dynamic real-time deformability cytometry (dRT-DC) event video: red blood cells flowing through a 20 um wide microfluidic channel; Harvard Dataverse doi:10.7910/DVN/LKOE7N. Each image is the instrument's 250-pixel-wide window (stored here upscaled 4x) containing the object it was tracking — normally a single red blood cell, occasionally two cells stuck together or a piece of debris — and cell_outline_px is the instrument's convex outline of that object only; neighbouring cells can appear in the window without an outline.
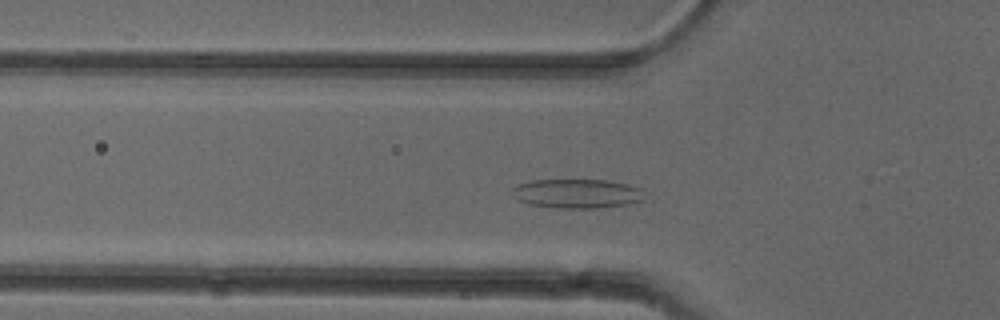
{"species": "common noctule bat (a hibernating species)", "species_latin": "Nyctalus noctula", "temperature_condition": "cold", "stored_images_in_passage": 47, "camera_frame_rate_fps": 3000, "um_per_image_px": 0.085, "animal": {"sex": "female"}, "frame": {"image": 1, "passage_image": 12, "time_ms": 3.667, "image_size_px": [1000, 320], "cell_outline_px": [[640, 200], [628, 204], [596, 208], [560, 208], [528, 204], [520, 200], [512, 188], [520, 184], [532, 180], [604, 180], [628, 184], [640, 188]], "centroid_in_image_um": [49.03, 16.45], "position_along_channel_um": 76.8, "area_um2": 21.91}}
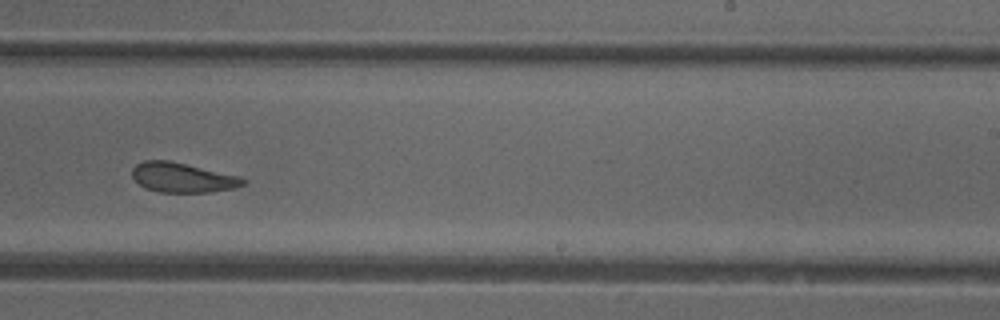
{"frame": {"image": 2, "passage_image": 27, "time_ms": 8.667, "image_size_px": [1000, 320], "cell_outline_px": [[248, 180], [244, 184], [236, 188], [212, 192], [160, 192], [144, 188], [132, 176], [132, 168], [136, 164], [144, 160], [168, 160], [236, 176]], "centroid_in_image_um": [15.48, 15.1], "position_along_channel_um": 273.5, "area_um2": 18.96}}
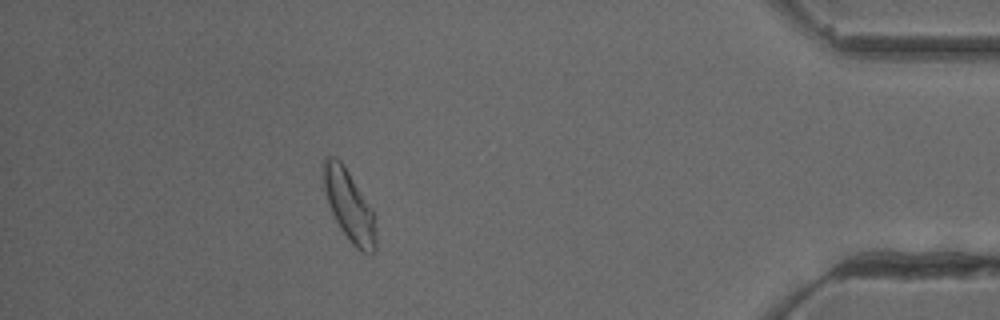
{"frame": {"image": 3, "passage_image": 41, "time_ms": 13.333, "image_size_px": [1000, 320], "cell_outline_px": [[376, 248], [368, 256], [360, 252], [352, 244], [340, 228], [328, 204], [324, 188], [324, 156], [336, 156], [340, 160], [372, 208], [376, 240]], "centroid_in_image_um": [29.68, 17.52], "position_along_channel_um": 405.5, "area_um2": 21.33}, "authors_computed_cell_mechanics": {"area_um2": 20.808, "velocity_mm_per_s": 3.9291, "shape_relaxation_time_tau1_ms": null, "shape_relaxation_time_tau2_ms": 1.9175, "deformation_change_tau1": null, "deformation_change_tau2": 0.0872}}